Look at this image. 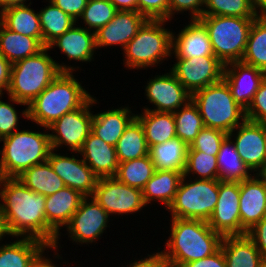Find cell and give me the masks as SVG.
<instances>
[{
  "instance_id": "obj_1",
  "label": "cell",
  "mask_w": 266,
  "mask_h": 267,
  "mask_svg": "<svg viewBox=\"0 0 266 267\" xmlns=\"http://www.w3.org/2000/svg\"><path fill=\"white\" fill-rule=\"evenodd\" d=\"M0 211L7 235L41 240L57 248L58 234L47 224L45 196L27 188L18 178L0 177Z\"/></svg>"
},
{
  "instance_id": "obj_2",
  "label": "cell",
  "mask_w": 266,
  "mask_h": 267,
  "mask_svg": "<svg viewBox=\"0 0 266 267\" xmlns=\"http://www.w3.org/2000/svg\"><path fill=\"white\" fill-rule=\"evenodd\" d=\"M171 221V238L166 244L170 250L162 252L169 267H182L185 263L211 256L221 248L223 236L207 221L182 218Z\"/></svg>"
},
{
  "instance_id": "obj_3",
  "label": "cell",
  "mask_w": 266,
  "mask_h": 267,
  "mask_svg": "<svg viewBox=\"0 0 266 267\" xmlns=\"http://www.w3.org/2000/svg\"><path fill=\"white\" fill-rule=\"evenodd\" d=\"M92 96L82 88L72 72H62L22 112L47 128L64 114L82 107Z\"/></svg>"
},
{
  "instance_id": "obj_4",
  "label": "cell",
  "mask_w": 266,
  "mask_h": 267,
  "mask_svg": "<svg viewBox=\"0 0 266 267\" xmlns=\"http://www.w3.org/2000/svg\"><path fill=\"white\" fill-rule=\"evenodd\" d=\"M44 47L37 54L12 64L7 93L10 101L29 105L62 72H72V67L59 65L47 54Z\"/></svg>"
},
{
  "instance_id": "obj_5",
  "label": "cell",
  "mask_w": 266,
  "mask_h": 267,
  "mask_svg": "<svg viewBox=\"0 0 266 267\" xmlns=\"http://www.w3.org/2000/svg\"><path fill=\"white\" fill-rule=\"evenodd\" d=\"M0 141L4 142L0 177L17 178L28 168L46 162L52 150L49 133L18 130Z\"/></svg>"
},
{
  "instance_id": "obj_6",
  "label": "cell",
  "mask_w": 266,
  "mask_h": 267,
  "mask_svg": "<svg viewBox=\"0 0 266 267\" xmlns=\"http://www.w3.org/2000/svg\"><path fill=\"white\" fill-rule=\"evenodd\" d=\"M192 101L198 106L205 127L232 134L245 121L246 114L233 98L224 79L192 94Z\"/></svg>"
},
{
  "instance_id": "obj_7",
  "label": "cell",
  "mask_w": 266,
  "mask_h": 267,
  "mask_svg": "<svg viewBox=\"0 0 266 267\" xmlns=\"http://www.w3.org/2000/svg\"><path fill=\"white\" fill-rule=\"evenodd\" d=\"M214 55L224 64L241 61L255 18L202 15Z\"/></svg>"
},
{
  "instance_id": "obj_8",
  "label": "cell",
  "mask_w": 266,
  "mask_h": 267,
  "mask_svg": "<svg viewBox=\"0 0 266 267\" xmlns=\"http://www.w3.org/2000/svg\"><path fill=\"white\" fill-rule=\"evenodd\" d=\"M166 21L148 19L142 25L136 36L124 47L127 67H152L172 54L173 33L162 27Z\"/></svg>"
},
{
  "instance_id": "obj_9",
  "label": "cell",
  "mask_w": 266,
  "mask_h": 267,
  "mask_svg": "<svg viewBox=\"0 0 266 267\" xmlns=\"http://www.w3.org/2000/svg\"><path fill=\"white\" fill-rule=\"evenodd\" d=\"M183 175L175 198L168 207L172 218L208 221L218 200V179H195L184 183Z\"/></svg>"
},
{
  "instance_id": "obj_10",
  "label": "cell",
  "mask_w": 266,
  "mask_h": 267,
  "mask_svg": "<svg viewBox=\"0 0 266 267\" xmlns=\"http://www.w3.org/2000/svg\"><path fill=\"white\" fill-rule=\"evenodd\" d=\"M96 100L91 97L82 107L64 114L54 121L47 129L56 134H49L51 148L55 150L62 144L70 147V150L79 152L91 132L93 114L89 111L90 105Z\"/></svg>"
},
{
  "instance_id": "obj_11",
  "label": "cell",
  "mask_w": 266,
  "mask_h": 267,
  "mask_svg": "<svg viewBox=\"0 0 266 267\" xmlns=\"http://www.w3.org/2000/svg\"><path fill=\"white\" fill-rule=\"evenodd\" d=\"M240 182L220 181L218 179V200L207 223L222 236L246 235L241 226Z\"/></svg>"
},
{
  "instance_id": "obj_12",
  "label": "cell",
  "mask_w": 266,
  "mask_h": 267,
  "mask_svg": "<svg viewBox=\"0 0 266 267\" xmlns=\"http://www.w3.org/2000/svg\"><path fill=\"white\" fill-rule=\"evenodd\" d=\"M92 197L108 214L137 212L146 206L142 190L125 185L115 177L98 178Z\"/></svg>"
},
{
  "instance_id": "obj_13",
  "label": "cell",
  "mask_w": 266,
  "mask_h": 267,
  "mask_svg": "<svg viewBox=\"0 0 266 267\" xmlns=\"http://www.w3.org/2000/svg\"><path fill=\"white\" fill-rule=\"evenodd\" d=\"M225 65L216 56L177 59L172 72L192 95L223 79Z\"/></svg>"
},
{
  "instance_id": "obj_14",
  "label": "cell",
  "mask_w": 266,
  "mask_h": 267,
  "mask_svg": "<svg viewBox=\"0 0 266 267\" xmlns=\"http://www.w3.org/2000/svg\"><path fill=\"white\" fill-rule=\"evenodd\" d=\"M238 128L233 142L237 153L251 172L263 174L266 170V124L245 120Z\"/></svg>"
},
{
  "instance_id": "obj_15",
  "label": "cell",
  "mask_w": 266,
  "mask_h": 267,
  "mask_svg": "<svg viewBox=\"0 0 266 267\" xmlns=\"http://www.w3.org/2000/svg\"><path fill=\"white\" fill-rule=\"evenodd\" d=\"M91 198L88 202V199ZM84 197L80 206L72 215L70 222L66 225L71 238L79 243H92L101 236L107 227L108 214L94 199ZM88 202V203H87Z\"/></svg>"
},
{
  "instance_id": "obj_16",
  "label": "cell",
  "mask_w": 266,
  "mask_h": 267,
  "mask_svg": "<svg viewBox=\"0 0 266 267\" xmlns=\"http://www.w3.org/2000/svg\"><path fill=\"white\" fill-rule=\"evenodd\" d=\"M52 149L48 156V162L56 174L64 181L65 185L80 192L85 197L94 194L98 177L92 169L83 161L75 157L57 155Z\"/></svg>"
},
{
  "instance_id": "obj_17",
  "label": "cell",
  "mask_w": 266,
  "mask_h": 267,
  "mask_svg": "<svg viewBox=\"0 0 266 267\" xmlns=\"http://www.w3.org/2000/svg\"><path fill=\"white\" fill-rule=\"evenodd\" d=\"M265 78L266 72L241 61L228 63L224 67L223 79L229 86L234 100L245 110Z\"/></svg>"
},
{
  "instance_id": "obj_18",
  "label": "cell",
  "mask_w": 266,
  "mask_h": 267,
  "mask_svg": "<svg viewBox=\"0 0 266 267\" xmlns=\"http://www.w3.org/2000/svg\"><path fill=\"white\" fill-rule=\"evenodd\" d=\"M147 84L145 89L147 99L157 107L151 111L173 113L192 99V95L172 71L151 79Z\"/></svg>"
},
{
  "instance_id": "obj_19",
  "label": "cell",
  "mask_w": 266,
  "mask_h": 267,
  "mask_svg": "<svg viewBox=\"0 0 266 267\" xmlns=\"http://www.w3.org/2000/svg\"><path fill=\"white\" fill-rule=\"evenodd\" d=\"M147 20L138 11L118 10L109 23L95 32L96 49L114 44H121L124 49Z\"/></svg>"
},
{
  "instance_id": "obj_20",
  "label": "cell",
  "mask_w": 266,
  "mask_h": 267,
  "mask_svg": "<svg viewBox=\"0 0 266 267\" xmlns=\"http://www.w3.org/2000/svg\"><path fill=\"white\" fill-rule=\"evenodd\" d=\"M256 174L240 182V219L246 231L266 216V178Z\"/></svg>"
},
{
  "instance_id": "obj_21",
  "label": "cell",
  "mask_w": 266,
  "mask_h": 267,
  "mask_svg": "<svg viewBox=\"0 0 266 267\" xmlns=\"http://www.w3.org/2000/svg\"><path fill=\"white\" fill-rule=\"evenodd\" d=\"M78 153L98 178L115 176L119 165L115 146L90 132Z\"/></svg>"
},
{
  "instance_id": "obj_22",
  "label": "cell",
  "mask_w": 266,
  "mask_h": 267,
  "mask_svg": "<svg viewBox=\"0 0 266 267\" xmlns=\"http://www.w3.org/2000/svg\"><path fill=\"white\" fill-rule=\"evenodd\" d=\"M173 49L176 59L215 56L207 30L198 19H191V23L182 29L176 38L173 35Z\"/></svg>"
},
{
  "instance_id": "obj_23",
  "label": "cell",
  "mask_w": 266,
  "mask_h": 267,
  "mask_svg": "<svg viewBox=\"0 0 266 267\" xmlns=\"http://www.w3.org/2000/svg\"><path fill=\"white\" fill-rule=\"evenodd\" d=\"M85 196L65 186L52 195L45 196L47 224L58 234L59 227L66 226Z\"/></svg>"
},
{
  "instance_id": "obj_24",
  "label": "cell",
  "mask_w": 266,
  "mask_h": 267,
  "mask_svg": "<svg viewBox=\"0 0 266 267\" xmlns=\"http://www.w3.org/2000/svg\"><path fill=\"white\" fill-rule=\"evenodd\" d=\"M221 248L227 267H266L259 250L247 235L223 236Z\"/></svg>"
},
{
  "instance_id": "obj_25",
  "label": "cell",
  "mask_w": 266,
  "mask_h": 267,
  "mask_svg": "<svg viewBox=\"0 0 266 267\" xmlns=\"http://www.w3.org/2000/svg\"><path fill=\"white\" fill-rule=\"evenodd\" d=\"M58 46L69 59L78 61H91L94 53L95 32L87 28L72 26L63 35L52 41L48 48Z\"/></svg>"
},
{
  "instance_id": "obj_26",
  "label": "cell",
  "mask_w": 266,
  "mask_h": 267,
  "mask_svg": "<svg viewBox=\"0 0 266 267\" xmlns=\"http://www.w3.org/2000/svg\"><path fill=\"white\" fill-rule=\"evenodd\" d=\"M126 107L93 115L91 132L107 144L115 146L126 127L136 117Z\"/></svg>"
},
{
  "instance_id": "obj_27",
  "label": "cell",
  "mask_w": 266,
  "mask_h": 267,
  "mask_svg": "<svg viewBox=\"0 0 266 267\" xmlns=\"http://www.w3.org/2000/svg\"><path fill=\"white\" fill-rule=\"evenodd\" d=\"M189 146L179 137L149 148V156L156 170H171L184 174Z\"/></svg>"
},
{
  "instance_id": "obj_28",
  "label": "cell",
  "mask_w": 266,
  "mask_h": 267,
  "mask_svg": "<svg viewBox=\"0 0 266 267\" xmlns=\"http://www.w3.org/2000/svg\"><path fill=\"white\" fill-rule=\"evenodd\" d=\"M183 173L171 170H156L142 189L145 205L155 198L168 207L175 198Z\"/></svg>"
},
{
  "instance_id": "obj_29",
  "label": "cell",
  "mask_w": 266,
  "mask_h": 267,
  "mask_svg": "<svg viewBox=\"0 0 266 267\" xmlns=\"http://www.w3.org/2000/svg\"><path fill=\"white\" fill-rule=\"evenodd\" d=\"M142 114H137L136 118L143 126L149 148L176 137L175 120L172 112H157L145 108Z\"/></svg>"
},
{
  "instance_id": "obj_30",
  "label": "cell",
  "mask_w": 266,
  "mask_h": 267,
  "mask_svg": "<svg viewBox=\"0 0 266 267\" xmlns=\"http://www.w3.org/2000/svg\"><path fill=\"white\" fill-rule=\"evenodd\" d=\"M49 246L41 240L24 237L0 247V267H32L38 254Z\"/></svg>"
},
{
  "instance_id": "obj_31",
  "label": "cell",
  "mask_w": 266,
  "mask_h": 267,
  "mask_svg": "<svg viewBox=\"0 0 266 267\" xmlns=\"http://www.w3.org/2000/svg\"><path fill=\"white\" fill-rule=\"evenodd\" d=\"M43 48L36 38L13 32L0 22V54L11 64L35 55Z\"/></svg>"
},
{
  "instance_id": "obj_32",
  "label": "cell",
  "mask_w": 266,
  "mask_h": 267,
  "mask_svg": "<svg viewBox=\"0 0 266 267\" xmlns=\"http://www.w3.org/2000/svg\"><path fill=\"white\" fill-rule=\"evenodd\" d=\"M0 22L9 30L36 38L42 44L39 13L28 6H12L0 11Z\"/></svg>"
},
{
  "instance_id": "obj_33",
  "label": "cell",
  "mask_w": 266,
  "mask_h": 267,
  "mask_svg": "<svg viewBox=\"0 0 266 267\" xmlns=\"http://www.w3.org/2000/svg\"><path fill=\"white\" fill-rule=\"evenodd\" d=\"M17 178L27 188L43 196L52 195L66 186L48 161L28 168Z\"/></svg>"
},
{
  "instance_id": "obj_34",
  "label": "cell",
  "mask_w": 266,
  "mask_h": 267,
  "mask_svg": "<svg viewBox=\"0 0 266 267\" xmlns=\"http://www.w3.org/2000/svg\"><path fill=\"white\" fill-rule=\"evenodd\" d=\"M233 134L223 140L217 154V166L219 169L220 181L242 182L250 178L249 168L245 165L237 153L235 145L231 142Z\"/></svg>"
},
{
  "instance_id": "obj_35",
  "label": "cell",
  "mask_w": 266,
  "mask_h": 267,
  "mask_svg": "<svg viewBox=\"0 0 266 267\" xmlns=\"http://www.w3.org/2000/svg\"><path fill=\"white\" fill-rule=\"evenodd\" d=\"M119 163L149 155L143 126L135 117L115 145Z\"/></svg>"
},
{
  "instance_id": "obj_36",
  "label": "cell",
  "mask_w": 266,
  "mask_h": 267,
  "mask_svg": "<svg viewBox=\"0 0 266 267\" xmlns=\"http://www.w3.org/2000/svg\"><path fill=\"white\" fill-rule=\"evenodd\" d=\"M241 62L266 72V16L255 18Z\"/></svg>"
},
{
  "instance_id": "obj_37",
  "label": "cell",
  "mask_w": 266,
  "mask_h": 267,
  "mask_svg": "<svg viewBox=\"0 0 266 267\" xmlns=\"http://www.w3.org/2000/svg\"><path fill=\"white\" fill-rule=\"evenodd\" d=\"M49 2V6L38 12L42 30V45L44 47H48L52 41L63 35L76 23L62 9L55 6L51 1Z\"/></svg>"
},
{
  "instance_id": "obj_38",
  "label": "cell",
  "mask_w": 266,
  "mask_h": 267,
  "mask_svg": "<svg viewBox=\"0 0 266 267\" xmlns=\"http://www.w3.org/2000/svg\"><path fill=\"white\" fill-rule=\"evenodd\" d=\"M155 171L156 168L150 156L146 155L119 163L114 177L125 185L142 190Z\"/></svg>"
},
{
  "instance_id": "obj_39",
  "label": "cell",
  "mask_w": 266,
  "mask_h": 267,
  "mask_svg": "<svg viewBox=\"0 0 266 267\" xmlns=\"http://www.w3.org/2000/svg\"><path fill=\"white\" fill-rule=\"evenodd\" d=\"M173 117L175 120L176 137H179L190 146L204 127L198 106L191 99L180 110L173 112Z\"/></svg>"
},
{
  "instance_id": "obj_40",
  "label": "cell",
  "mask_w": 266,
  "mask_h": 267,
  "mask_svg": "<svg viewBox=\"0 0 266 267\" xmlns=\"http://www.w3.org/2000/svg\"><path fill=\"white\" fill-rule=\"evenodd\" d=\"M203 15L256 18L257 14L249 0H205Z\"/></svg>"
},
{
  "instance_id": "obj_41",
  "label": "cell",
  "mask_w": 266,
  "mask_h": 267,
  "mask_svg": "<svg viewBox=\"0 0 266 267\" xmlns=\"http://www.w3.org/2000/svg\"><path fill=\"white\" fill-rule=\"evenodd\" d=\"M190 172L200 175V179H219L217 156L201 151H187L184 176H188Z\"/></svg>"
},
{
  "instance_id": "obj_42",
  "label": "cell",
  "mask_w": 266,
  "mask_h": 267,
  "mask_svg": "<svg viewBox=\"0 0 266 267\" xmlns=\"http://www.w3.org/2000/svg\"><path fill=\"white\" fill-rule=\"evenodd\" d=\"M117 11L109 0H88L80 18L88 25V30L94 28L93 31L96 32L109 23Z\"/></svg>"
},
{
  "instance_id": "obj_43",
  "label": "cell",
  "mask_w": 266,
  "mask_h": 267,
  "mask_svg": "<svg viewBox=\"0 0 266 267\" xmlns=\"http://www.w3.org/2000/svg\"><path fill=\"white\" fill-rule=\"evenodd\" d=\"M227 136L228 134L224 131L204 126L190 144L188 151H201L217 156L220 146Z\"/></svg>"
},
{
  "instance_id": "obj_44",
  "label": "cell",
  "mask_w": 266,
  "mask_h": 267,
  "mask_svg": "<svg viewBox=\"0 0 266 267\" xmlns=\"http://www.w3.org/2000/svg\"><path fill=\"white\" fill-rule=\"evenodd\" d=\"M246 120L266 124V78L260 84L253 100L245 110Z\"/></svg>"
},
{
  "instance_id": "obj_45",
  "label": "cell",
  "mask_w": 266,
  "mask_h": 267,
  "mask_svg": "<svg viewBox=\"0 0 266 267\" xmlns=\"http://www.w3.org/2000/svg\"><path fill=\"white\" fill-rule=\"evenodd\" d=\"M138 12L150 20H169V0H137Z\"/></svg>"
},
{
  "instance_id": "obj_46",
  "label": "cell",
  "mask_w": 266,
  "mask_h": 267,
  "mask_svg": "<svg viewBox=\"0 0 266 267\" xmlns=\"http://www.w3.org/2000/svg\"><path fill=\"white\" fill-rule=\"evenodd\" d=\"M17 124L18 115L14 107L0 100V140L13 134L14 129H17Z\"/></svg>"
},
{
  "instance_id": "obj_47",
  "label": "cell",
  "mask_w": 266,
  "mask_h": 267,
  "mask_svg": "<svg viewBox=\"0 0 266 267\" xmlns=\"http://www.w3.org/2000/svg\"><path fill=\"white\" fill-rule=\"evenodd\" d=\"M202 5L205 0H169V19L174 13L186 10H190L192 19H199L203 15Z\"/></svg>"
},
{
  "instance_id": "obj_48",
  "label": "cell",
  "mask_w": 266,
  "mask_h": 267,
  "mask_svg": "<svg viewBox=\"0 0 266 267\" xmlns=\"http://www.w3.org/2000/svg\"><path fill=\"white\" fill-rule=\"evenodd\" d=\"M246 235L254 242L266 263V216L250 228Z\"/></svg>"
},
{
  "instance_id": "obj_49",
  "label": "cell",
  "mask_w": 266,
  "mask_h": 267,
  "mask_svg": "<svg viewBox=\"0 0 266 267\" xmlns=\"http://www.w3.org/2000/svg\"><path fill=\"white\" fill-rule=\"evenodd\" d=\"M55 6L62 9L73 20H78L84 8L87 6L88 0H50Z\"/></svg>"
},
{
  "instance_id": "obj_50",
  "label": "cell",
  "mask_w": 266,
  "mask_h": 267,
  "mask_svg": "<svg viewBox=\"0 0 266 267\" xmlns=\"http://www.w3.org/2000/svg\"><path fill=\"white\" fill-rule=\"evenodd\" d=\"M182 267H227L222 248L211 256L185 263Z\"/></svg>"
},
{
  "instance_id": "obj_51",
  "label": "cell",
  "mask_w": 266,
  "mask_h": 267,
  "mask_svg": "<svg viewBox=\"0 0 266 267\" xmlns=\"http://www.w3.org/2000/svg\"><path fill=\"white\" fill-rule=\"evenodd\" d=\"M148 256L149 258L130 264V267H169L168 261L165 259L162 252Z\"/></svg>"
},
{
  "instance_id": "obj_52",
  "label": "cell",
  "mask_w": 266,
  "mask_h": 267,
  "mask_svg": "<svg viewBox=\"0 0 266 267\" xmlns=\"http://www.w3.org/2000/svg\"><path fill=\"white\" fill-rule=\"evenodd\" d=\"M12 64L0 54V95L8 91Z\"/></svg>"
},
{
  "instance_id": "obj_53",
  "label": "cell",
  "mask_w": 266,
  "mask_h": 267,
  "mask_svg": "<svg viewBox=\"0 0 266 267\" xmlns=\"http://www.w3.org/2000/svg\"><path fill=\"white\" fill-rule=\"evenodd\" d=\"M117 10L138 11L137 0H109Z\"/></svg>"
},
{
  "instance_id": "obj_54",
  "label": "cell",
  "mask_w": 266,
  "mask_h": 267,
  "mask_svg": "<svg viewBox=\"0 0 266 267\" xmlns=\"http://www.w3.org/2000/svg\"><path fill=\"white\" fill-rule=\"evenodd\" d=\"M43 252L44 250L41 251L34 259L32 267H56L54 264H52V261H50V259H45V257H42Z\"/></svg>"
},
{
  "instance_id": "obj_55",
  "label": "cell",
  "mask_w": 266,
  "mask_h": 267,
  "mask_svg": "<svg viewBox=\"0 0 266 267\" xmlns=\"http://www.w3.org/2000/svg\"><path fill=\"white\" fill-rule=\"evenodd\" d=\"M253 10L258 14L257 8L261 11V16H266V0H249Z\"/></svg>"
},
{
  "instance_id": "obj_56",
  "label": "cell",
  "mask_w": 266,
  "mask_h": 267,
  "mask_svg": "<svg viewBox=\"0 0 266 267\" xmlns=\"http://www.w3.org/2000/svg\"><path fill=\"white\" fill-rule=\"evenodd\" d=\"M26 0H0L1 11L12 6H24Z\"/></svg>"
},
{
  "instance_id": "obj_57",
  "label": "cell",
  "mask_w": 266,
  "mask_h": 267,
  "mask_svg": "<svg viewBox=\"0 0 266 267\" xmlns=\"http://www.w3.org/2000/svg\"><path fill=\"white\" fill-rule=\"evenodd\" d=\"M5 235H6V232H5V229H4L3 220H2V214H1V211H0V240Z\"/></svg>"
}]
</instances>
